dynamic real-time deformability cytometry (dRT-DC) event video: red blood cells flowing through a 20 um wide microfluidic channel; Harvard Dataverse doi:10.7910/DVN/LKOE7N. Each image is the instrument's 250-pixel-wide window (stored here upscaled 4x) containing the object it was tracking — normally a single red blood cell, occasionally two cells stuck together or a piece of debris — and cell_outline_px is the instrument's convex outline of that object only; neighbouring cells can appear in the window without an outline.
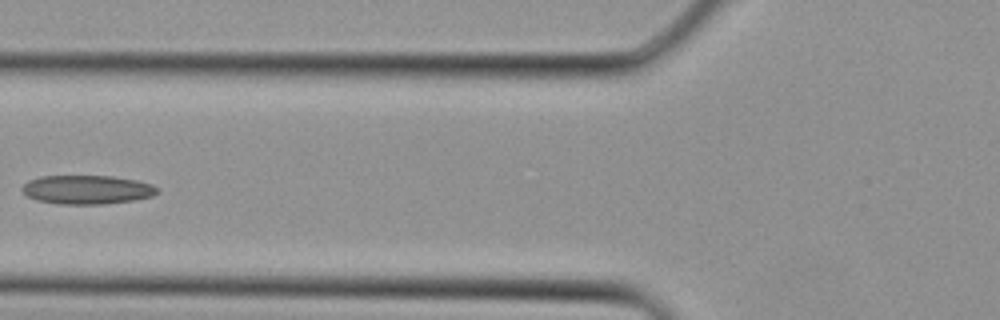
{"species": "Egyptian fruit bat (a non-hibernating species)", "species_latin": "Rousettus aegyptiacus", "temperature_condition": "cold", "stored_images_in_passage": 4, "camera_frame_rate_fps": 3000, "um_per_image_px": 0.085, "animal": {"sex": "female"}, "frame": {"image": 1, "passage_image": 4, "time_ms": 1.0, "image_size_px": [1000, 320], "cell_outline_px": [[160, 192], [152, 196], [132, 200], [104, 204], [60, 204], [36, 200], [28, 196], [20, 188], [28, 180], [40, 176], [112, 176], [136, 180], [152, 184], [160, 188]], "centroid_in_image_um": [7.41, 16.11], "position_along_channel_um": 118.4, "area_um2": 22.83}}